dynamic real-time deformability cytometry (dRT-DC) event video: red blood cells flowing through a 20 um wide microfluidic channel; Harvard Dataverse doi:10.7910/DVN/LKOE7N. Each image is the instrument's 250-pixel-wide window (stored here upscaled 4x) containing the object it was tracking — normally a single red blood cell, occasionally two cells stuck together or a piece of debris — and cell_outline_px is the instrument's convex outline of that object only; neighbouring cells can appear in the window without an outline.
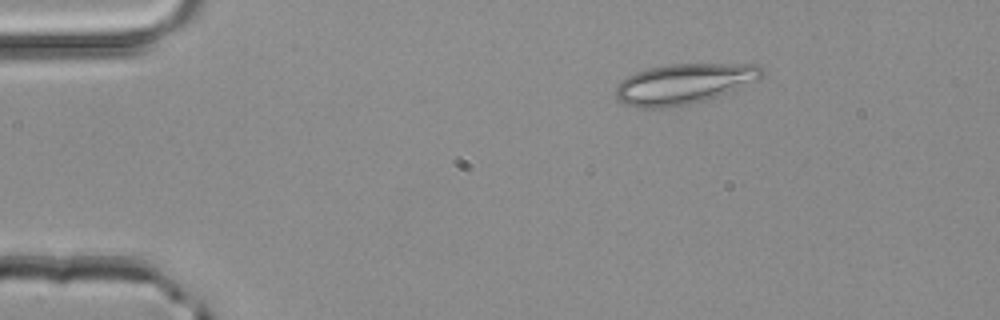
{"species": "common noctule bat (a hibernating species)", "species_latin": "Nyctalus noctula", "temperature_condition": "room temperature", "stored_images_in_passage": 2, "camera_frame_rate_fps": 3000, "um_per_image_px": 0.085, "animal": {"sex": "male", "body_mass_g": 20.4}, "frame": {"image": 1, "passage_image": 1, "time_ms": 0.0, "image_size_px": [1000, 320], "cell_outline_px": [[764, 76], [760, 80], [716, 96], [704, 100], [688, 104], [664, 108], [640, 108], [624, 104], [616, 96], [616, 84], [620, 80], [636, 72], [648, 68], [672, 64], [756, 64], [764, 72]], "centroid_in_image_um": [58.12, 7.12], "position_along_channel_um": 26.9, "area_um2": 34.22}}